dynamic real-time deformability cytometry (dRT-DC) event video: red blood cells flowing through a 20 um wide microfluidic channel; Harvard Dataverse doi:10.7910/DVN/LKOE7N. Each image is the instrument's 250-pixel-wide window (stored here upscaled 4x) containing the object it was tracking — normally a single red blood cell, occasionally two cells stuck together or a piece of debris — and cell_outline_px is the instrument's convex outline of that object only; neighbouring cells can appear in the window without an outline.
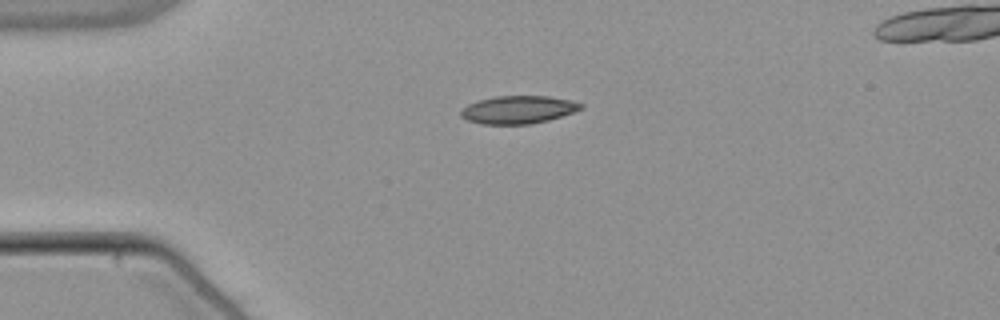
{"species": "common noctule bat (a hibernating species)", "species_latin": "Nyctalus noctula", "temperature_condition": "warm", "stored_images_in_passage": 42, "camera_frame_rate_fps": 3000, "um_per_image_px": 0.085, "animal": {"sex": "male", "body_mass_g": 21.5, "forearm_length_mm": 52.0}, "frame": {"image": 1, "passage_image": 1, "time_ms": 0.0, "image_size_px": [1000, 320], "cell_outline_px": [[584, 108], [548, 120], [532, 124], [484, 124], [468, 120], [460, 116], [460, 112], [468, 104], [480, 100], [496, 96], [548, 96], [572, 100], [584, 104]], "centroid_in_image_um": [44.08, 9.32], "position_along_channel_um": 40.9, "area_um2": 19.36}}
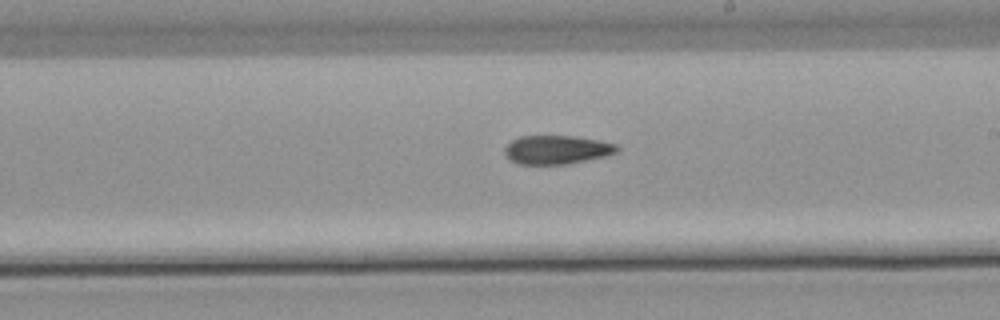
{"frame": {"image": 2, "passage_image": 19, "time_ms": 6.0, "image_size_px": [1000, 320], "cell_outline_px": [[620, 148], [616, 152], [604, 156], [564, 164], [520, 164], [512, 160], [504, 152], [504, 148], [512, 140], [520, 136], [572, 136], [600, 140], [616, 144]], "centroid_in_image_um": [47.33, 12.71], "position_along_channel_um": 241.7, "area_um2": 18.5}}
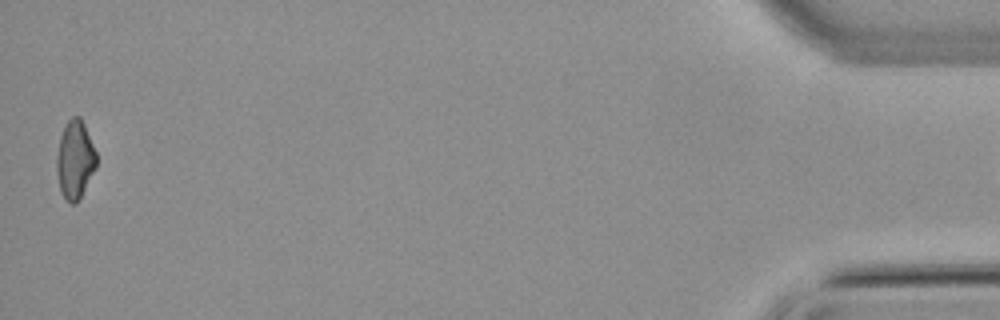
{"frame": {"image": 3, "passage_image": 41, "time_ms": 13.333, "image_size_px": [1000, 320], "cell_outline_px": [[96, 168], [76, 204], [72, 204], [64, 196], [60, 188], [56, 172], [56, 156], [60, 136], [68, 120], [72, 116], [80, 116], [84, 124], [96, 152]], "centroid_in_image_um": [6.37, 13.55], "position_along_channel_um": 428.8, "area_um2": 17.92}}